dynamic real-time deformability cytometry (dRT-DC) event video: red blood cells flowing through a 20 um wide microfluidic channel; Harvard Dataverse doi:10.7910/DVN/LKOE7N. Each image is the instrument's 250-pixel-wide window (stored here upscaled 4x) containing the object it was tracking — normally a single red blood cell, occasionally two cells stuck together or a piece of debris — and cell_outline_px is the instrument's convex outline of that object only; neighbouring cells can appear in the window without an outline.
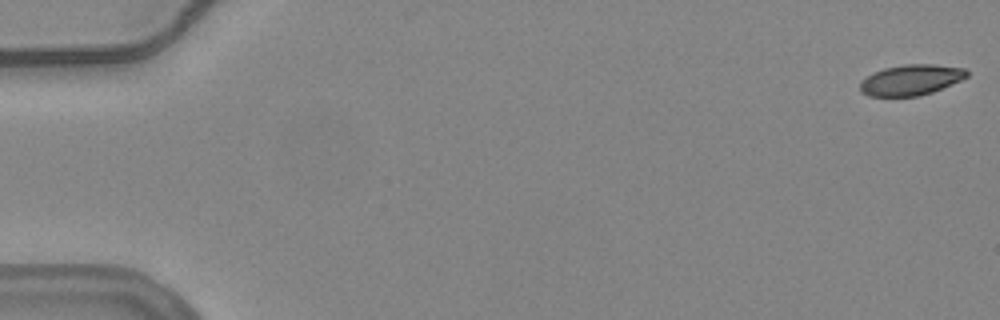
{"species": "common noctule bat (a hibernating species)", "species_latin": "Nyctalus noctula", "temperature_condition": "warm", "stored_images_in_passage": 8, "camera_frame_rate_fps": 3000, "um_per_image_px": 0.085, "animal": {"sex": "female", "body_mass_g": 24.6, "forearm_length_mm": 56.2}, "frame": {"image": 1, "passage_image": 1, "time_ms": 0.0, "image_size_px": [1000, 320], "cell_outline_px": [[968, 76], [960, 80], [932, 92], [916, 96], [868, 96], [860, 92], [860, 80], [884, 68], [904, 64], [932, 64], [964, 68], [968, 72]], "centroid_in_image_um": [77.41, 6.79], "position_along_channel_um": 7.6, "area_um2": 18.9}}